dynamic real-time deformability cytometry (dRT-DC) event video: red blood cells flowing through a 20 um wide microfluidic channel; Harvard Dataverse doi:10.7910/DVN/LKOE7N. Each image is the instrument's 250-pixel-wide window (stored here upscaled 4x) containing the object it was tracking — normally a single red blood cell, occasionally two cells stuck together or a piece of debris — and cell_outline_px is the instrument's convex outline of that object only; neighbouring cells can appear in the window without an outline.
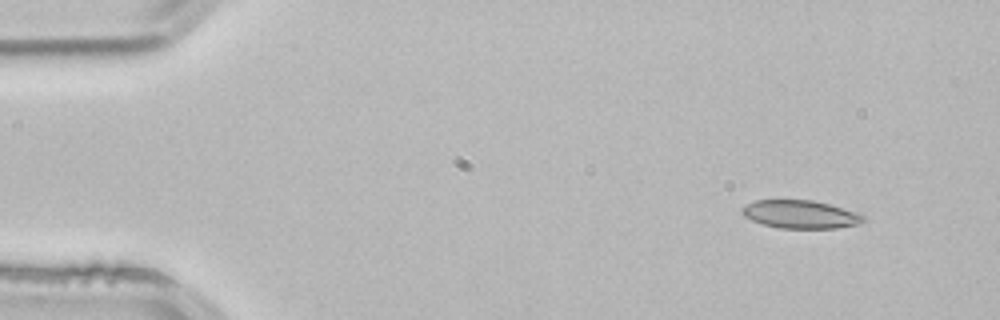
{"species": "common noctule bat (a hibernating species)", "species_latin": "Nyctalus noctula", "temperature_condition": "room temperature", "stored_images_in_passage": 3, "camera_frame_rate_fps": 3000, "um_per_image_px": 0.085, "animal": {"sex": "male", "body_mass_g": 21.5, "forearm_length_mm": 52.0}, "frame": {"image": 1, "passage_image": 1, "time_ms": 0.0, "image_size_px": [1000, 320], "cell_outline_px": [[868, 220], [856, 224], [836, 228], [780, 228], [764, 224], [752, 220], [744, 216], [740, 212], [740, 208], [756, 200], [812, 200], [828, 204], [868, 216]], "centroid_in_image_um": [68.04, 18.22], "position_along_channel_um": 17.0, "area_um2": 19.77}}
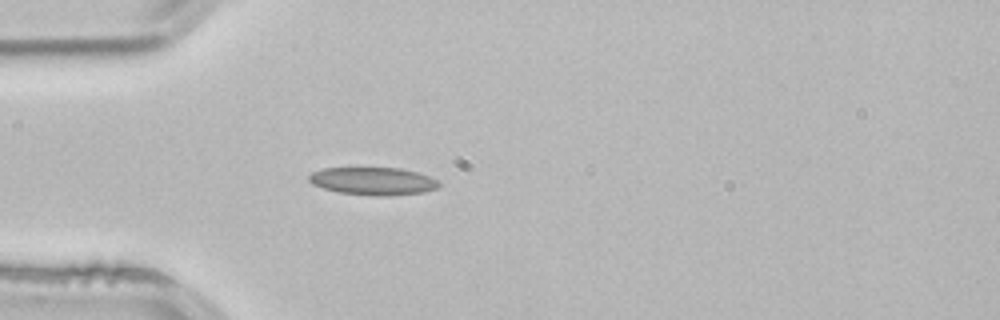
{"frame": {"image": 2, "passage_image": 3, "time_ms": 0.667, "image_size_px": [1000, 320], "cell_outline_px": [[440, 184], [436, 188], [424, 192], [388, 196], [372, 196], [340, 192], [324, 188], [312, 184], [308, 180], [308, 176], [312, 172], [324, 168], [400, 168], [416, 172], [428, 176], [436, 180]], "centroid_in_image_um": [31.69, 15.4], "position_along_channel_um": 53.3, "area_um2": 20.87}}